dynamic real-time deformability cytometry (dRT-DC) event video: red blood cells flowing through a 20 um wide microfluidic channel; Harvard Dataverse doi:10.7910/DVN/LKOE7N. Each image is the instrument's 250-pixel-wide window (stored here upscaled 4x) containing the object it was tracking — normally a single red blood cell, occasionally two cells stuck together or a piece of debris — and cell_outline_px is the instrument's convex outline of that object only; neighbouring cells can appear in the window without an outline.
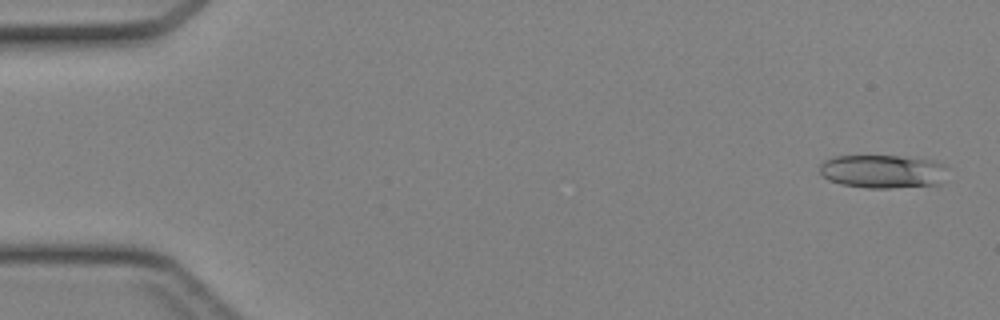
{"species": "Egyptian fruit bat (a non-hibernating species)", "species_latin": "Rousettus aegyptiacus", "temperature_condition": "cold", "stored_images_in_passage": 4, "camera_frame_rate_fps": 3000, "um_per_image_px": 0.085, "animal": {"sex": "female"}, "frame": {"image": 1, "passage_image": 1, "time_ms": 0.0, "image_size_px": [1000, 320], "cell_outline_px": [[940, 184], [888, 188], [868, 188], [840, 184], [828, 180], [820, 172], [820, 164], [824, 160], [836, 156], [900, 156], [928, 160], [940, 164]], "centroid_in_image_um": [74.87, 14.57], "position_along_channel_um": 10.1, "area_um2": 24.1}}
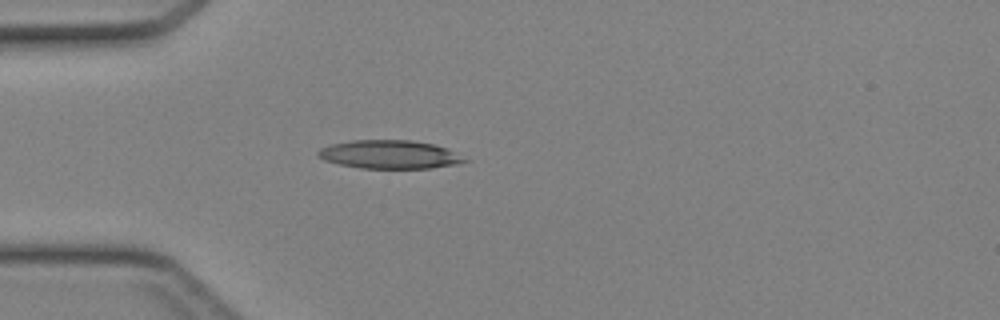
{"frame": {"image": 2, "passage_image": 4, "time_ms": 1.0, "image_size_px": [1000, 320], "cell_outline_px": [[472, 160], [460, 164], [432, 168], [360, 168], [340, 164], [324, 160], [316, 152], [320, 148], [332, 144], [352, 140], [412, 140], [432, 144], [444, 148]], "centroid_in_image_um": [33.15, 13.13], "position_along_channel_um": 51.9, "area_um2": 24.22}}